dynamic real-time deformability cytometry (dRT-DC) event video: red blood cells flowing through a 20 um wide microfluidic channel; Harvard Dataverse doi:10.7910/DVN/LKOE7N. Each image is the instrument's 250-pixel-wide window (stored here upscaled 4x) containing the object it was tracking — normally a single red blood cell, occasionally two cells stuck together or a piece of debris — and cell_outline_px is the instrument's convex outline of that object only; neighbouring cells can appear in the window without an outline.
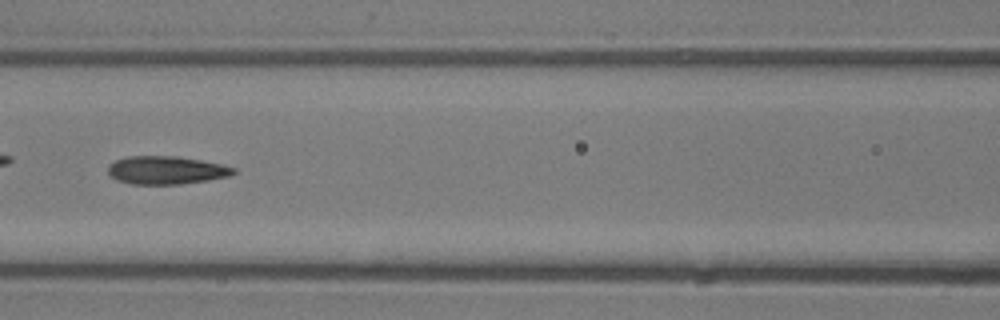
{"species": "common noctule bat (a hibernating species)", "species_latin": "Nyctalus noctula", "temperature_condition": "room temperature", "stored_images_in_passage": 49, "camera_frame_rate_fps": 3000, "um_per_image_px": 0.085, "animal": {"sex": "male", "body_mass_g": 13.3}, "frame": {"image": 1, "passage_image": 21, "time_ms": 6.667, "image_size_px": [1000, 320], "cell_outline_px": [[236, 172], [228, 176], [208, 180], [180, 184], [132, 184], [116, 180], [108, 172], [108, 164], [116, 160], [128, 156], [176, 156], [200, 160], [220, 164], [236, 168]], "centroid_in_image_um": [14.11, 14.46], "position_along_channel_um": 152.5, "area_um2": 20.46}, "authors_computed_cell_mechanics": {"area_um2": 20.2878, "velocity_mm_per_s": 4.1625, "shape_relaxation_time_tau1_ms": 5.2126, "shape_relaxation_time_tau2_ms": 1.7865, "deformation_change_tau1": 0.2001, "deformation_change_tau2": 0.1153}}